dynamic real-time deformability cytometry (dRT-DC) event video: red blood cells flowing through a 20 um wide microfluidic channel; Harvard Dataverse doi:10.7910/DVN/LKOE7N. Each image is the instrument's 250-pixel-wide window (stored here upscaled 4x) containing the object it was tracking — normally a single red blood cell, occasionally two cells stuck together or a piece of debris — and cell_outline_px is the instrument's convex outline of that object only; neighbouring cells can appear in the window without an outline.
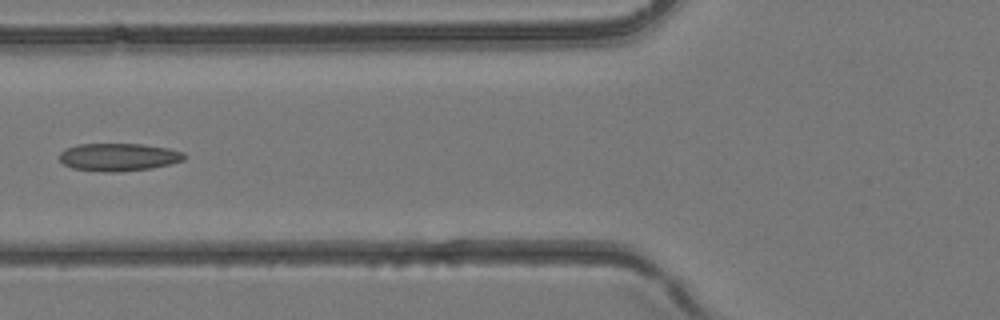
{"species": "common noctule bat (a hibernating species)", "species_latin": "Nyctalus noctula", "temperature_condition": "room temperature", "stored_images_in_passage": 4, "camera_frame_rate_fps": 3000, "um_per_image_px": 0.085, "animal": {"sex": "female", "body_mass_g": 24.6, "forearm_length_mm": 56.2}, "frame": {"image": 1, "passage_image": 4, "time_ms": 1.0, "image_size_px": [1000, 320], "cell_outline_px": [[184, 160], [152, 168], [112, 172], [108, 172], [72, 168], [64, 164], [60, 160], [60, 152], [64, 148], [80, 144], [140, 144], [168, 148], [184, 152]], "centroid_in_image_um": [10.06, 13.34], "position_along_channel_um": 115.7, "area_um2": 20.0}}